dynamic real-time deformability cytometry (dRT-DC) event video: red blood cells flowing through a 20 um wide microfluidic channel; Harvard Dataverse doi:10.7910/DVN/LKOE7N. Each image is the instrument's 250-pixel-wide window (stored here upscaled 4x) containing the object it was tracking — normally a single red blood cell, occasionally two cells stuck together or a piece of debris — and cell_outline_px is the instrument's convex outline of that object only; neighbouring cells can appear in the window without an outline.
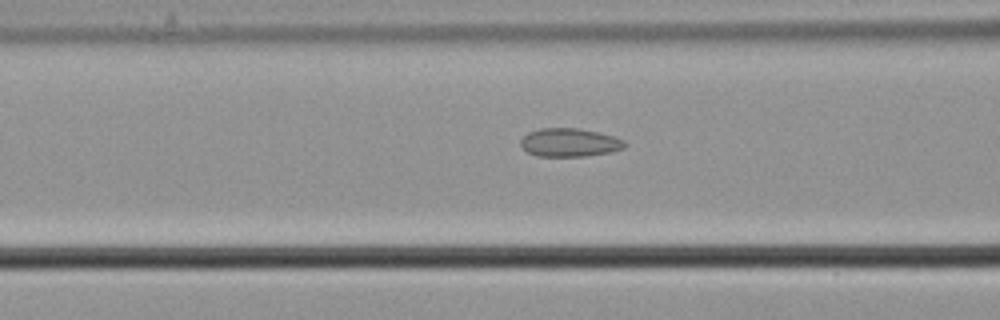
{"species": "common noctule bat (a hibernating species)", "species_latin": "Nyctalus noctula", "temperature_condition": "cold", "stored_images_in_passage": 10, "camera_frame_rate_fps": 3000, "um_per_image_px": 0.085, "animal": {"sex": "male", "body_mass_g": 21.5, "forearm_length_mm": 52.0}, "frame": {"image": 1, "passage_image": 9, "time_ms": 2.667, "image_size_px": [1000, 320], "cell_outline_px": [[628, 144], [624, 148], [608, 152], [584, 156], [536, 156], [528, 152], [520, 144], [520, 140], [528, 132], [540, 128], [576, 128], [600, 132], [624, 140]], "centroid_in_image_um": [48.41, 12.1], "position_along_channel_um": 118.2, "area_um2": 17.17}}